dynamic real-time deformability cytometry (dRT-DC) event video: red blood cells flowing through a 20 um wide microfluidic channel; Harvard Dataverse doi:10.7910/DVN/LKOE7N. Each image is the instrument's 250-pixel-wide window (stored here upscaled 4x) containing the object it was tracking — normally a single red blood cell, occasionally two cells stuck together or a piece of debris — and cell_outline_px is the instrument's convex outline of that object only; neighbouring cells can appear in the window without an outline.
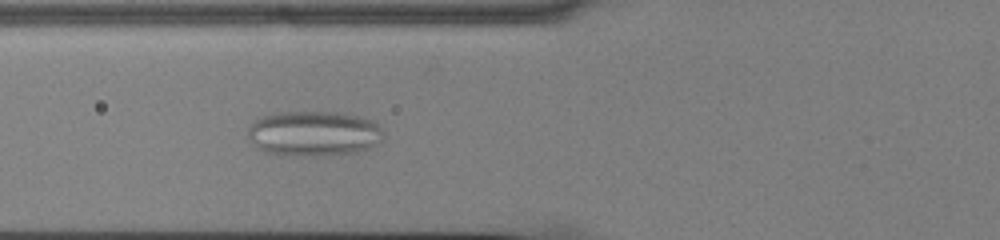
{"species": "common noctule bat (a hibernating species)", "species_latin": "Nyctalus noctula", "temperature_condition": "cold", "stored_images_in_passage": 57, "camera_frame_rate_fps": 3000, "um_per_image_px": 0.085, "animal": {"sex": "male", "body_mass_g": 13.0, "forearm_length_mm": 53.1}, "frame": {"image": 1, "passage_image": 23, "time_ms": 7.333, "image_size_px": [1000, 240], "cell_outline_px": [[384, 140], [368, 148], [356, 152], [292, 156], [268, 152], [256, 148], [248, 136], [248, 128], [252, 120], [264, 116], [280, 112], [336, 112], [360, 116], [372, 120], [380, 128]], "centroid_in_image_um": [26.64, 11.33], "position_along_channel_um": 99.2, "area_um2": 35.43}}
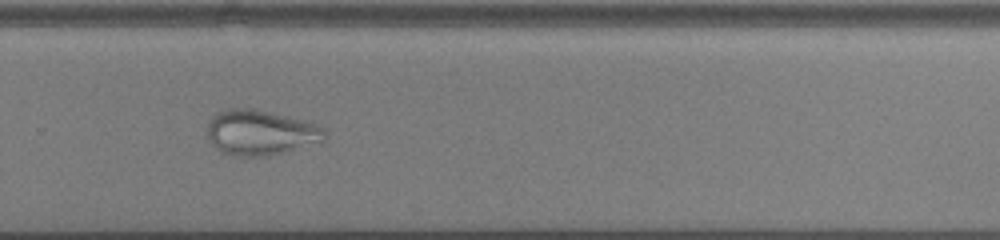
{"frame": {"image": 2, "passage_image": 40, "time_ms": 13.0, "image_size_px": [1000, 240], "cell_outline_px": [[328, 136], [324, 140], [284, 152], [264, 156], [232, 156], [220, 152], [208, 140], [208, 120], [216, 112], [228, 108], [252, 108], [304, 120], [316, 124], [324, 128], [328, 132]], "centroid_in_image_um": [22.12, 11.26], "position_along_channel_um": 307.7, "area_um2": 31.1}}
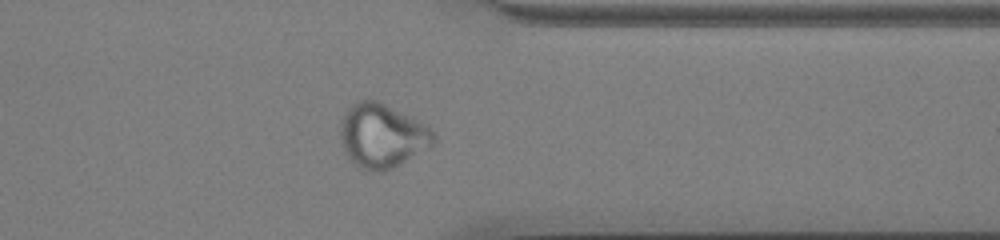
{"frame": {"image": 3, "passage_image": 46, "time_ms": 15.0, "image_size_px": [1000, 240], "cell_outline_px": [[436, 144], [392, 168], [384, 172], [372, 172], [360, 168], [344, 152], [340, 136], [340, 128], [344, 116], [348, 108], [356, 100], [376, 100], [428, 124], [436, 136]], "centroid_in_image_um": [32.51, 11.54], "position_along_channel_um": 378.9, "area_um2": 34.91}}